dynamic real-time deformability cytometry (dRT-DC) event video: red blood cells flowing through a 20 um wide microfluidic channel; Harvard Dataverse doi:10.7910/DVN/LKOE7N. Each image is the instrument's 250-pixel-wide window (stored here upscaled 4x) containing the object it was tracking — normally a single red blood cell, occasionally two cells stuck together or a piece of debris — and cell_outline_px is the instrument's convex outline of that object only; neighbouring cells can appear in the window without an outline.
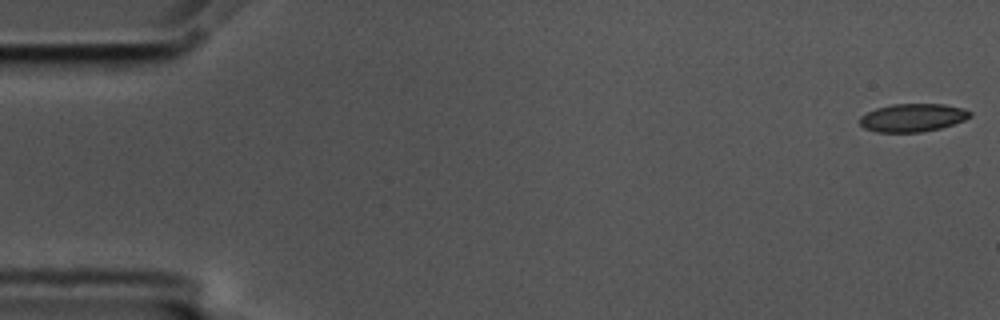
{"species": "common noctule bat (a hibernating species)", "species_latin": "Nyctalus noctula", "temperature_condition": "cold", "stored_images_in_passage": 56, "camera_frame_rate_fps": 3000, "um_per_image_px": 0.085, "animal": {"sex": "male", "body_mass_g": 17.5, "forearm_length_mm": 52.3}, "frame": {"image": 1, "passage_image": 1, "time_ms": 0.0, "image_size_px": [1000, 320], "cell_outline_px": [[972, 116], [964, 120], [940, 128], [920, 132], [876, 132], [864, 128], [860, 124], [860, 116], [876, 108], [892, 104], [944, 104], [964, 108], [972, 112]], "centroid_in_image_um": [77.58, 9.99], "position_along_channel_um": 7.4, "area_um2": 18.03}}
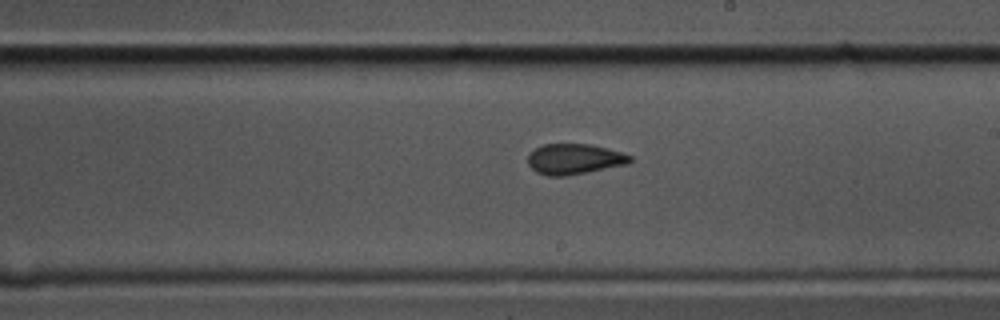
{"frame": {"image": 2, "passage_image": 32, "time_ms": 10.333, "image_size_px": [1000, 320], "cell_outline_px": [[632, 160], [628, 164], [564, 176], [548, 176], [536, 172], [528, 164], [528, 152], [544, 144], [592, 144], [608, 148], [632, 156]], "centroid_in_image_um": [48.8, 13.51], "position_along_channel_um": 240.2, "area_um2": 18.15}}
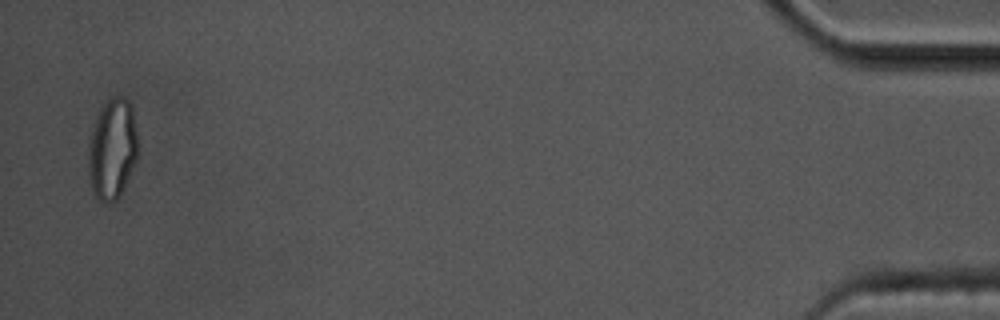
{"frame": {"image": 3, "passage_image": 55, "time_ms": 18.0, "image_size_px": [1000, 320], "cell_outline_px": [[136, 160], [120, 196], [116, 200], [100, 200], [96, 196], [92, 188], [88, 176], [88, 148], [96, 116], [104, 104], [112, 96], [124, 96], [128, 100], [132, 108], [136, 132]], "centroid_in_image_um": [9.53, 12.64], "position_along_channel_um": 425.7, "area_um2": 28.55}, "authors_computed_cell_mechanics": {"area_um2": 18.7272, "velocity_mm_per_s": 3.5772, "shape_relaxation_time_tau1_ms": null, "shape_relaxation_time_tau2_ms": 1.6884, "deformation_change_tau1": null, "deformation_change_tau2": 0.0739}}